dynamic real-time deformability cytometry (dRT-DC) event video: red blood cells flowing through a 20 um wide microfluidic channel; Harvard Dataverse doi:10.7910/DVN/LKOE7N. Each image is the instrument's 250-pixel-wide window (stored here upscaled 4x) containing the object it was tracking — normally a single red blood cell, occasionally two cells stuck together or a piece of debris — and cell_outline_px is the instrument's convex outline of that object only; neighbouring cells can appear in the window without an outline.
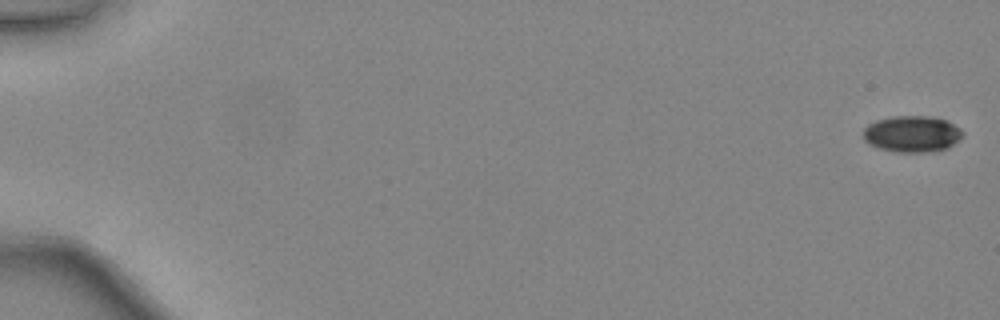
{"species": "common noctule bat (a hibernating species)", "species_latin": "Nyctalus noctula", "temperature_condition": "warm", "stored_images_in_passage": 48, "camera_frame_rate_fps": 3000, "um_per_image_px": 0.085, "animal": {"sex": "female", "body_mass_g": 24.6, "forearm_length_mm": 56.2}, "frame": {"image": 1, "passage_image": 1, "time_ms": 0.0, "image_size_px": [1000, 320], "cell_outline_px": [[964, 136], [948, 148], [932, 152], [896, 152], [880, 148], [868, 144], [864, 140], [864, 128], [868, 124], [876, 120], [892, 116], [932, 116], [948, 120], [960, 128], [964, 132]], "centroid_in_image_um": [77.56, 11.38], "position_along_channel_um": 7.4, "area_um2": 21.39}}
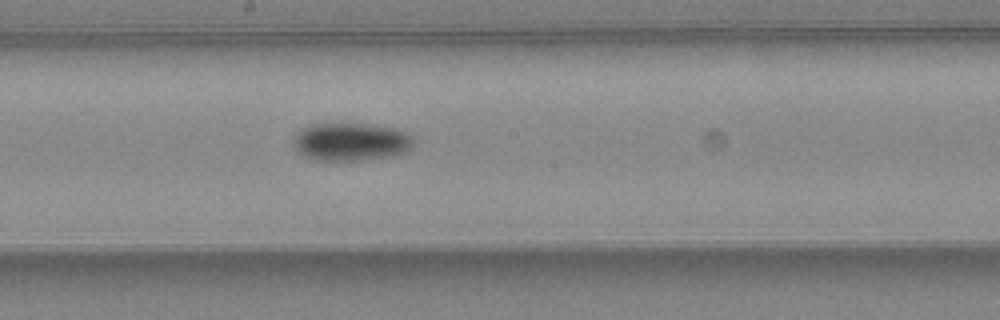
{"frame": {"image": 2, "passage_image": 28, "time_ms": 9.0, "image_size_px": [1000, 320], "cell_outline_px": [[412, 148], [404, 152], [392, 156], [368, 160], [316, 160], [300, 156], [296, 152], [292, 140], [296, 132], [300, 128], [308, 124], [368, 124], [400, 128], [412, 136]], "centroid_in_image_um": [29.78, 12.05], "position_along_channel_um": 218.4, "area_um2": 27.17}}
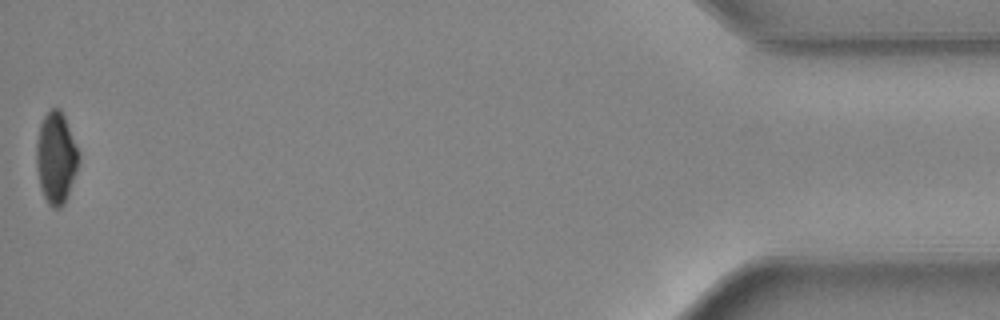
{"frame": {"image": 3, "passage_image": 48, "time_ms": 15.667, "image_size_px": [1000, 320], "cell_outline_px": [[80, 160], [68, 196], [64, 204], [60, 208], [52, 208], [48, 204], [40, 188], [36, 168], [36, 140], [40, 124], [44, 116], [52, 108], [60, 108], [64, 116], [80, 156]], "centroid_in_image_um": [4.75, 13.45], "position_along_channel_um": 430.5, "area_um2": 22.66}, "authors_computed_cell_mechanics": {"area_um2": 24.1026, "velocity_mm_per_s": 4.4814, "shape_relaxation_time_tau1_ms": 4.9523, "shape_relaxation_time_tau2_ms": null, "deformation_change_tau1": 0.1264, "deformation_change_tau2": null}}